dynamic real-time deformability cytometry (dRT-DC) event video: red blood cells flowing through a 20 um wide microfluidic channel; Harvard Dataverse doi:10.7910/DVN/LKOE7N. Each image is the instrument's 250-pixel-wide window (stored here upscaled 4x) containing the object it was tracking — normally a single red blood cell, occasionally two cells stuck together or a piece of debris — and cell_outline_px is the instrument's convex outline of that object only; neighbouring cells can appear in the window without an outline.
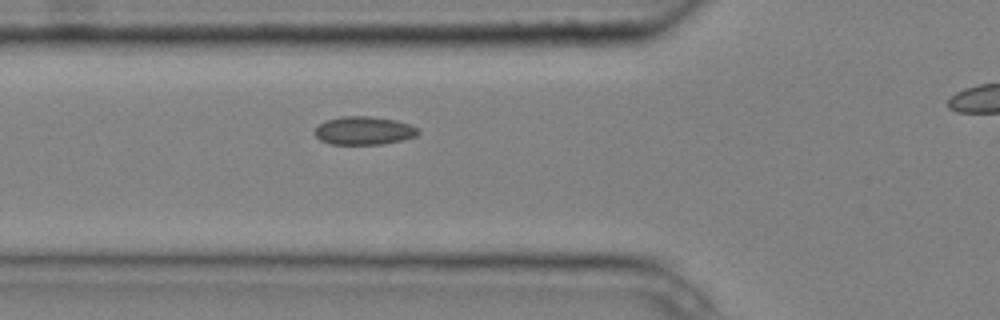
{"species": "common noctule bat (a hibernating species)", "species_latin": "Nyctalus noctula", "temperature_condition": "cold", "stored_images_in_passage": 7, "segment_of_instrument_passage": [1, 2], "camera_frame_rate_fps": 3000, "um_per_image_px": 0.085, "animal": {"sex": "male", "body_mass_g": 20.4}, "frame": {"image": 1, "passage_image": 6, "time_ms": 1.667, "image_size_px": [1000, 320], "cell_outline_px": [[420, 132], [416, 136], [400, 140], [380, 144], [328, 144], [320, 140], [312, 132], [320, 124], [328, 120], [344, 116], [372, 116], [396, 120], [420, 128]], "centroid_in_image_um": [30.93, 11.1], "position_along_channel_um": 94.9, "area_um2": 16.99}}